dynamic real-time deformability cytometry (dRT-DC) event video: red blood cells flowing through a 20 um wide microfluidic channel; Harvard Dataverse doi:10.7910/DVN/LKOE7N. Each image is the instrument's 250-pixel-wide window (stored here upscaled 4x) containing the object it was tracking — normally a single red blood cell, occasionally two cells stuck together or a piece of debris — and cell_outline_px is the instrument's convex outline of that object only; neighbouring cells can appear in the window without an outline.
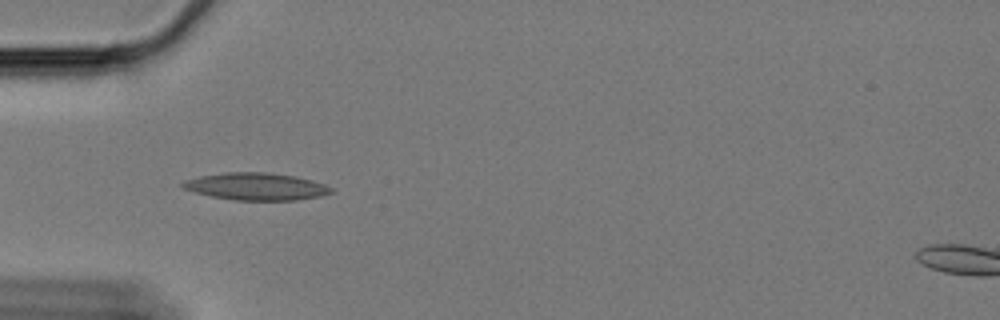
{"species": "Egyptian fruit bat (a non-hibernating species)", "species_latin": "Rousettus aegyptiacus", "temperature_condition": "cold", "stored_images_in_passage": 22, "camera_frame_rate_fps": 3000, "um_per_image_px": 0.085, "animal": {"sex": "female"}, "frame": {"image": 1, "passage_image": 4, "time_ms": 1.0, "image_size_px": [1000, 320], "cell_outline_px": [[332, 192], [320, 196], [296, 200], [232, 200], [212, 196], [196, 192], [184, 188], [180, 184], [184, 180], [200, 176], [224, 172], [268, 172], [296, 176], [312, 180], [324, 184], [332, 188]], "centroid_in_image_um": [21.77, 15.84], "position_along_channel_um": 63.2, "area_um2": 23.52}}
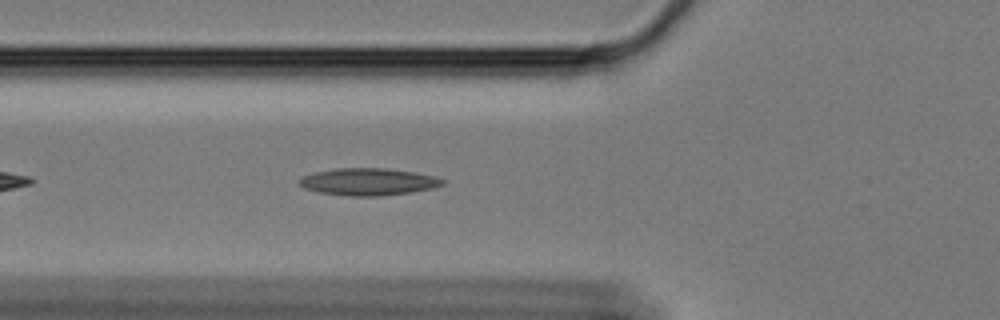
{"frame": {"image": 2, "passage_image": 7, "time_ms": 2.0, "image_size_px": [1000, 320], "cell_outline_px": [[448, 180], [444, 184], [436, 188], [412, 192], [380, 196], [352, 196], [320, 192], [304, 188], [296, 184], [296, 180], [300, 176], [316, 172], [336, 168], [384, 168], [416, 172], [436, 176]], "centroid_in_image_um": [31.33, 15.44], "position_along_channel_um": 94.5, "area_um2": 23.06}}